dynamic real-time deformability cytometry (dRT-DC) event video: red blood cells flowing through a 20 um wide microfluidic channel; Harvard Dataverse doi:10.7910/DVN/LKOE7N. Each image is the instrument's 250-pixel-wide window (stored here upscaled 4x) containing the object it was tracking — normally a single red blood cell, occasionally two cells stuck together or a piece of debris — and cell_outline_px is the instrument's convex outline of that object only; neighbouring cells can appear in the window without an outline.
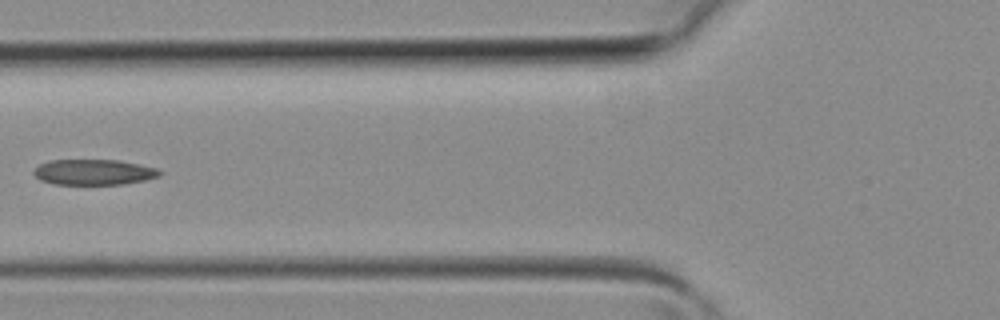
{"species": "common noctule bat (a hibernating species)", "species_latin": "Nyctalus noctula", "temperature_condition": "room temperature", "stored_images_in_passage": 39, "camera_frame_rate_fps": 3000, "um_per_image_px": 0.085, "animal": {"sex": "female", "body_mass_g": 19.3, "forearm_length_mm": 54.1}, "frame": {"image": 1, "passage_image": 14, "time_ms": 4.333, "image_size_px": [1000, 320], "cell_outline_px": [[164, 172], [160, 176], [144, 180], [124, 184], [52, 184], [40, 180], [32, 172], [40, 164], [48, 160], [120, 160], [156, 168]], "centroid_in_image_um": [7.98, 14.63], "position_along_channel_um": 117.8, "area_um2": 18.79}}
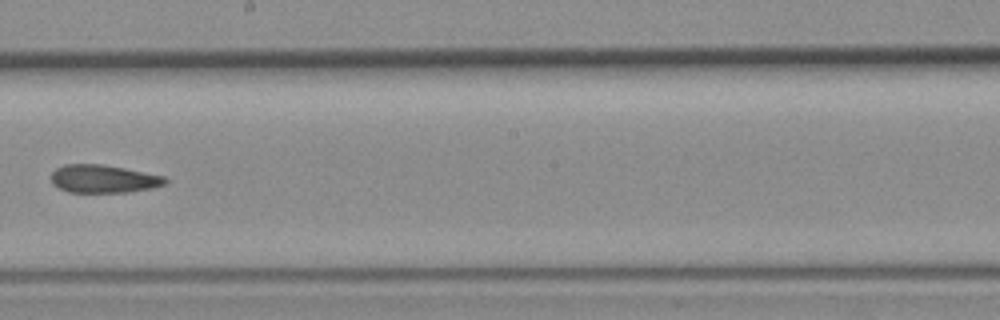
{"frame": {"image": 2, "passage_image": 21, "time_ms": 6.667, "image_size_px": [1000, 320], "cell_outline_px": [[168, 184], [152, 188], [128, 192], [68, 192], [52, 184], [52, 172], [56, 168], [64, 164], [100, 164], [124, 168], [164, 176], [168, 180]], "centroid_in_image_um": [8.81, 15.2], "position_along_channel_um": 239.4, "area_um2": 18.61}}
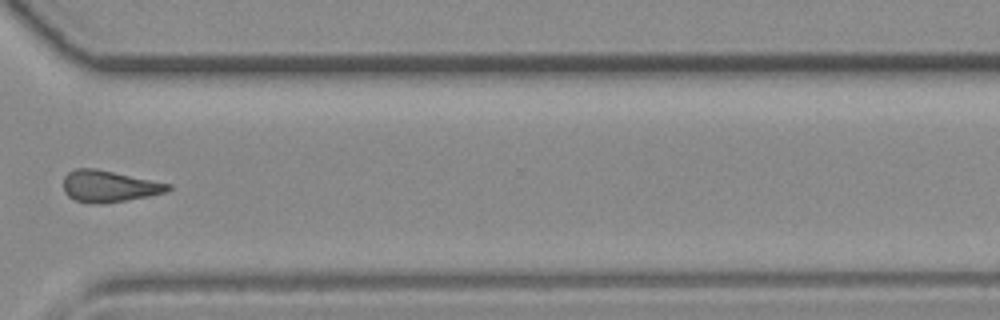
{"frame": {"image": 3, "passage_image": 28, "time_ms": 9.0, "image_size_px": [1000, 320], "cell_outline_px": [[172, 188], [168, 192], [148, 196], [100, 204], [96, 204], [76, 200], [68, 196], [64, 192], [64, 176], [68, 172], [76, 168], [96, 168], [172, 184]], "centroid_in_image_um": [9.28, 15.82], "position_along_channel_um": 361.3, "area_um2": 19.25}}